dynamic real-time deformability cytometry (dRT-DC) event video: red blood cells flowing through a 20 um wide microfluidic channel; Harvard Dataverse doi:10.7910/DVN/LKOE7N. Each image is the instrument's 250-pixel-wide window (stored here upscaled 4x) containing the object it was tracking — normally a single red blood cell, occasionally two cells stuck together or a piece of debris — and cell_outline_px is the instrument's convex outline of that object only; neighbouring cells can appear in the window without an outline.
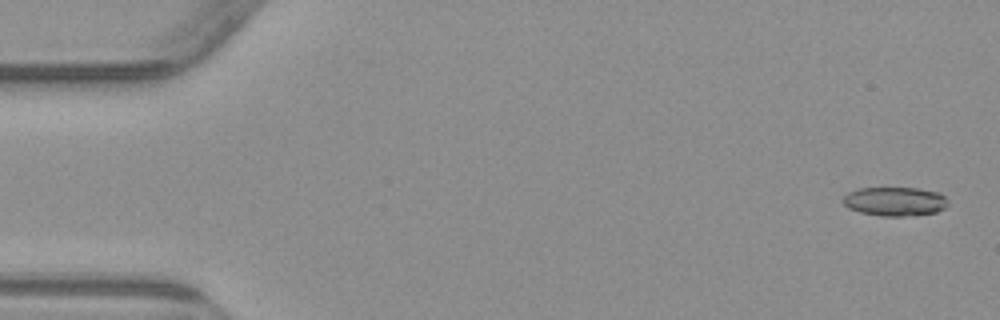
{"species": "common noctule bat (a hibernating species)", "species_latin": "Nyctalus noctula", "temperature_condition": "warm", "stored_images_in_passage": 5, "segment_of_instrument_passage": [1, 2], "camera_frame_rate_fps": 3000, "um_per_image_px": 0.085, "animal": {"sex": "male", "body_mass_g": 23.1, "forearm_length_mm": 52.7}, "frame": {"image": 1, "passage_image": 1, "time_ms": 0.0, "image_size_px": [1000, 320], "cell_outline_px": [[948, 204], [944, 208], [936, 212], [904, 216], [880, 216], [860, 212], [848, 208], [844, 204], [844, 196], [848, 192], [860, 188], [916, 188], [940, 192], [948, 200]], "centroid_in_image_um": [76.08, 17.12], "position_along_channel_um": 8.9, "area_um2": 17.69}}